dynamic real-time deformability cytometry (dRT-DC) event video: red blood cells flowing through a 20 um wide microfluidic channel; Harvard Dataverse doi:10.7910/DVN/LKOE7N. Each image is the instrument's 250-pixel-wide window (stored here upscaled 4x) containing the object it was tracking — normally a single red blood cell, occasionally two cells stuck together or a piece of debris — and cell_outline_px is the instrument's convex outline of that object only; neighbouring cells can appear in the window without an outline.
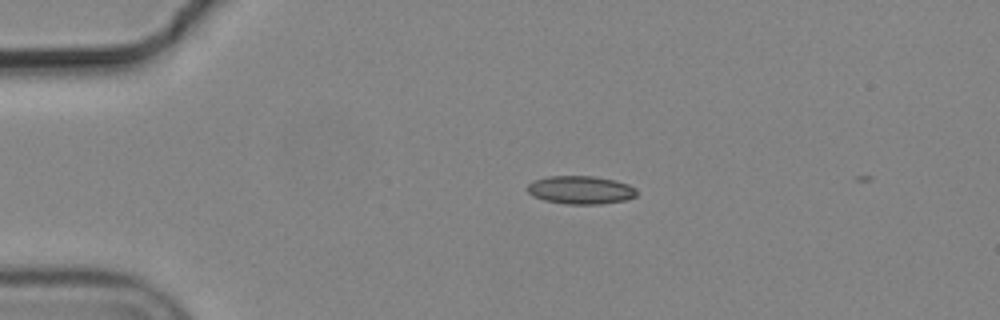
{"species": "common noctule bat (a hibernating species)", "species_latin": "Nyctalus noctula", "temperature_condition": "cold", "stored_images_in_passage": 3, "camera_frame_rate_fps": 3000, "um_per_image_px": 0.085, "animal": {"sex": "male", "body_mass_g": 19.2, "forearm_length_mm": 51.8}, "frame": {"image": 1, "passage_image": 2, "time_ms": 0.333, "image_size_px": [1000, 320], "cell_outline_px": [[636, 196], [624, 200], [600, 204], [568, 204], [544, 200], [532, 196], [524, 188], [532, 180], [548, 176], [596, 176], [616, 180], [628, 184], [636, 188]], "centroid_in_image_um": [49.31, 16.13], "position_along_channel_um": 35.7, "area_um2": 18.15}}